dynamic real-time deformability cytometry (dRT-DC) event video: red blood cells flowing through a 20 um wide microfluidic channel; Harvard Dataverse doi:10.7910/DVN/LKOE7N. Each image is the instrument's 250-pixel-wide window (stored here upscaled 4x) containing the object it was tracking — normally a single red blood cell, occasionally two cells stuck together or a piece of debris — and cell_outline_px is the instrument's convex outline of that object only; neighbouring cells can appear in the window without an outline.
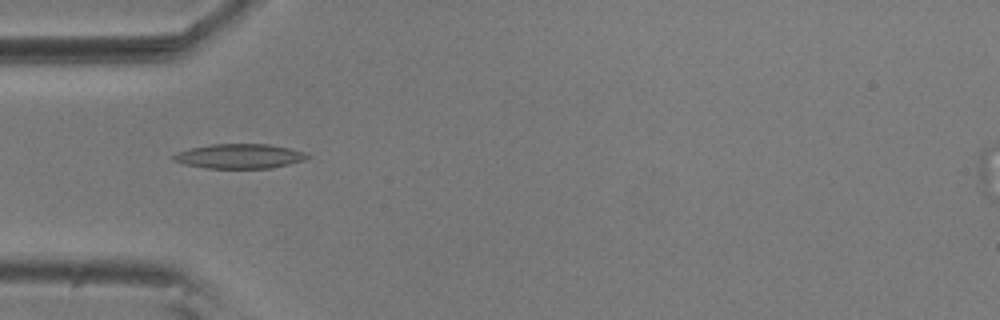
{"species": "common noctule bat (a hibernating species)", "species_latin": "Nyctalus noctula", "temperature_condition": "room temperature", "stored_images_in_passage": 11, "camera_frame_rate_fps": 3000, "um_per_image_px": 0.085, "animal": {"sex": "male", "body_mass_g": 20.5, "forearm_length_mm": 52.5}, "frame": {"image": 1, "passage_image": 1, "time_ms": 0.0, "image_size_px": [1000, 320], "cell_outline_px": [[308, 156], [304, 160], [272, 168], [204, 168], [184, 164], [172, 160], [172, 156], [176, 152], [192, 148], [212, 144], [268, 144], [308, 152]], "centroid_in_image_um": [20.34, 13.28], "position_along_channel_um": 64.7, "area_um2": 19.13}}
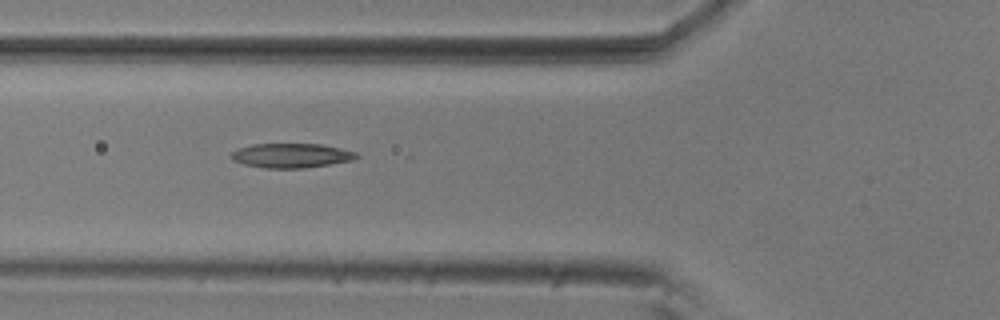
{"frame": {"image": 2, "passage_image": 4, "time_ms": 1.0, "image_size_px": [1000, 320], "cell_outline_px": [[360, 156], [352, 160], [304, 168], [264, 168], [244, 164], [232, 160], [232, 152], [240, 148], [252, 144], [320, 144], [340, 148], [356, 152]], "centroid_in_image_um": [24.76, 13.22], "position_along_channel_um": 101.0, "area_um2": 17.63}}